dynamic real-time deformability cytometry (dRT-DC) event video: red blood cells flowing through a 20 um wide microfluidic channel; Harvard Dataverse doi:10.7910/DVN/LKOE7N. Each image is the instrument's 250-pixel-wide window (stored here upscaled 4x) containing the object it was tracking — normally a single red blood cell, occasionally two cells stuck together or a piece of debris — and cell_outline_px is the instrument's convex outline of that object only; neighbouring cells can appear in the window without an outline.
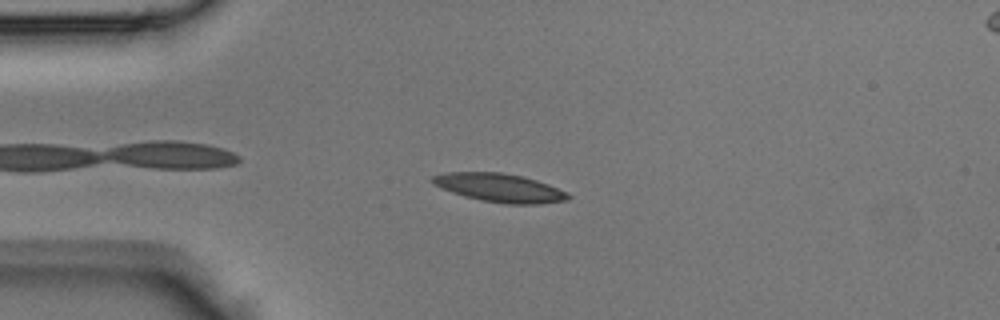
{"species": "Egyptian fruit bat (a non-hibernating species)", "species_latin": "Rousettus aegyptiacus", "temperature_condition": "room temperature", "stored_images_in_passage": 30, "camera_frame_rate_fps": 3000, "um_per_image_px": 0.085, "animal": {"sex": "male"}, "frame": {"image": 1, "passage_image": 4, "time_ms": 1.0, "image_size_px": [1000, 320], "cell_outline_px": [[572, 196], [568, 200], [540, 204], [504, 204], [480, 200], [464, 196], [452, 192], [432, 184], [428, 180], [432, 176], [448, 172], [500, 172], [520, 176], [536, 180], [548, 184], [568, 192]], "centroid_in_image_um": [42.47, 15.97], "position_along_channel_um": 42.5, "area_um2": 22.66}}
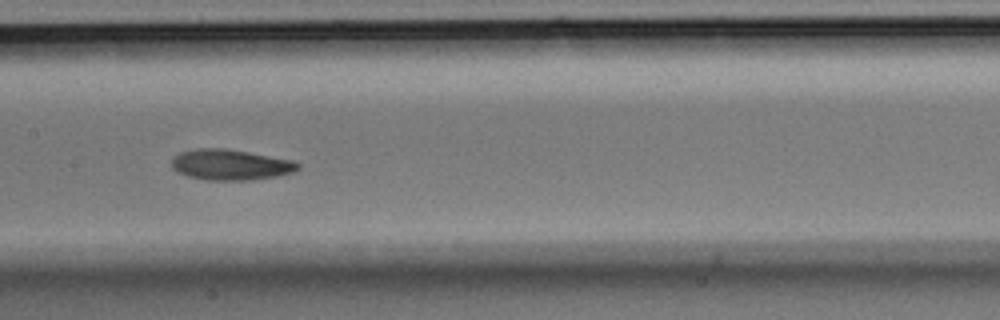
{"frame": {"image": 2, "passage_image": 15, "time_ms": 4.667, "image_size_px": [1000, 320], "cell_outline_px": [[300, 168], [292, 172], [276, 176], [252, 180], [208, 180], [188, 176], [172, 168], [172, 160], [180, 152], [196, 148], [228, 148], [292, 160], [300, 164]], "centroid_in_image_um": [19.61, 13.99], "position_along_channel_um": 187.8, "area_um2": 22.48}}
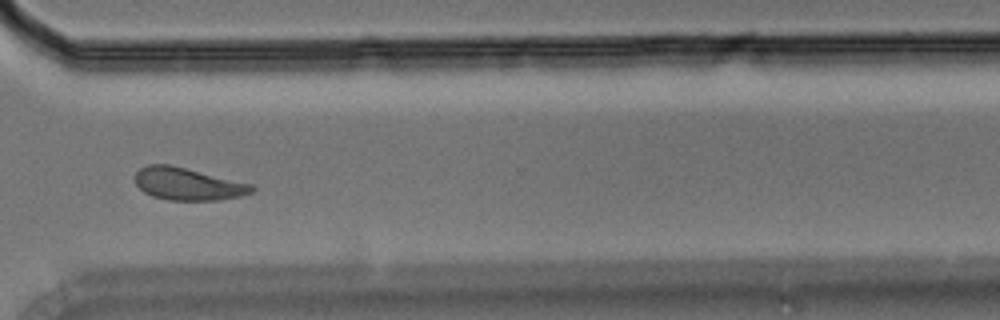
{"frame": {"image": 3, "passage_image": 26, "time_ms": 8.333, "image_size_px": [1000, 320], "cell_outline_px": [[256, 188], [252, 192], [240, 196], [216, 200], [168, 200], [152, 196], [144, 192], [136, 184], [136, 172], [140, 168], [148, 164], [168, 164], [252, 184]], "centroid_in_image_um": [15.95, 15.64], "position_along_channel_um": 354.6, "area_um2": 21.79}}